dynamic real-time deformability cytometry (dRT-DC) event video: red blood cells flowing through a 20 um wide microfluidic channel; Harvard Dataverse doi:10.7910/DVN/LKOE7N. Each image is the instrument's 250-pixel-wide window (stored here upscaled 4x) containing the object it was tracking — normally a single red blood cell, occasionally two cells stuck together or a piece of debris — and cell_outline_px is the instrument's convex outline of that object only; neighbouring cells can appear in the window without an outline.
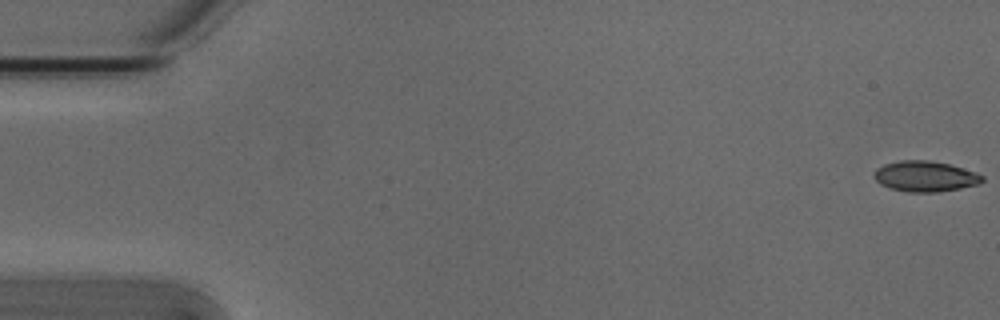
{"species": "Egyptian fruit bat (a non-hibernating species)", "species_latin": "Rousettus aegyptiacus", "temperature_condition": "cold", "stored_images_in_passage": 7, "camera_frame_rate_fps": 3000, "um_per_image_px": 0.085, "animal": {"sex": "male"}, "frame": {"image": 1, "passage_image": 1, "time_ms": 0.0, "image_size_px": [1000, 320], "cell_outline_px": [[984, 180], [980, 184], [960, 188], [936, 192], [908, 192], [892, 188], [880, 184], [872, 176], [872, 172], [876, 168], [884, 164], [900, 160], [928, 160], [948, 164], [976, 172], [984, 176]], "centroid_in_image_um": [78.62, 14.98], "position_along_channel_um": 6.4, "area_um2": 19.36}}
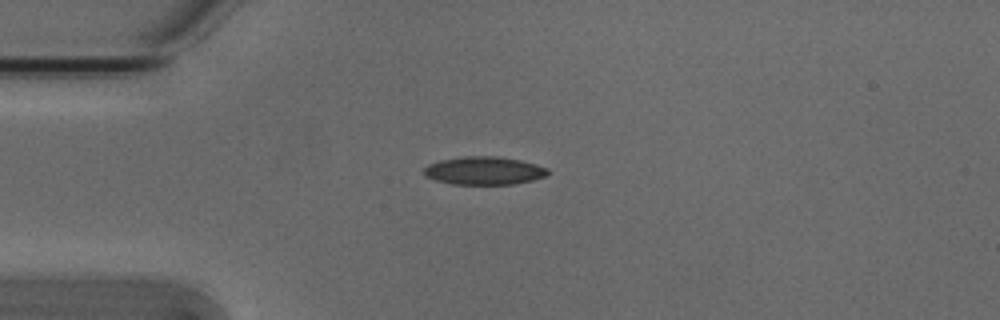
{"frame": {"image": 2, "passage_image": 4, "time_ms": 1.0, "image_size_px": [1000, 320], "cell_outline_px": [[552, 172], [544, 176], [532, 180], [512, 184], [452, 184], [436, 180], [424, 176], [424, 168], [428, 164], [440, 160], [464, 156], [496, 156], [520, 160], [536, 164], [548, 168]], "centroid_in_image_um": [41.15, 14.5], "position_along_channel_um": 43.9, "area_um2": 20.29}}
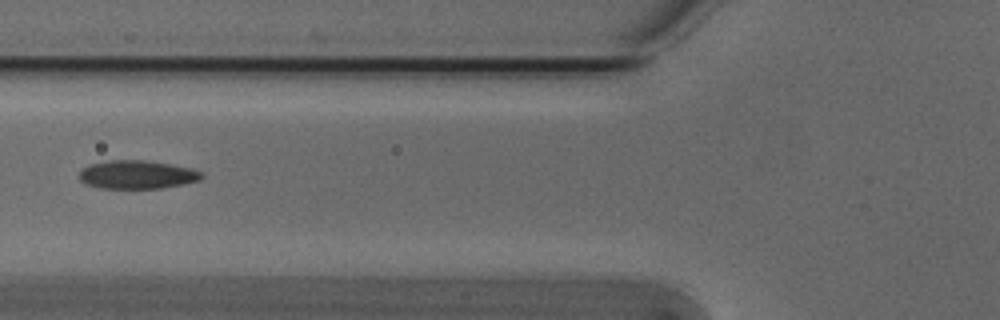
{"frame": {"image": 3, "passage_image": 6, "time_ms": 1.667, "image_size_px": [1000, 320], "cell_outline_px": [[204, 176], [200, 180], [184, 184], [160, 188], [100, 188], [84, 184], [80, 180], [80, 172], [88, 164], [108, 160], [144, 160], [192, 168], [200, 172]], "centroid_in_image_um": [11.63, 14.84], "position_along_channel_um": 114.2, "area_um2": 20.23}}